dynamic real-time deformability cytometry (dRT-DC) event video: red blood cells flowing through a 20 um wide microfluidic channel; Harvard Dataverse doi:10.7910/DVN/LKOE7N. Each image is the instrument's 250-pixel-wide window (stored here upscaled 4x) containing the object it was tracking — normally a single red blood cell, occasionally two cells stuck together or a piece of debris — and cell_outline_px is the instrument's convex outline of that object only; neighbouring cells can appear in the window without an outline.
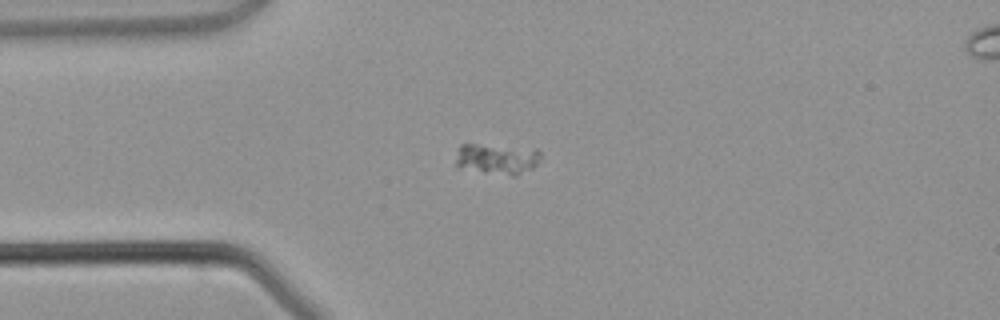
{"species": "common noctule bat (a hibernating species)", "species_latin": "Nyctalus noctula", "temperature_condition": "warm", "stored_images_in_passage": 3, "camera_frame_rate_fps": 3000, "um_per_image_px": 0.085, "animal": {"sex": "male", "body_mass_g": 21.5, "forearm_length_mm": 52.0}, "frame": {"image": 1, "passage_image": 2, "time_ms": 1.333, "image_size_px": [1000, 320], "cell_outline_px": [[540, 156], [536, 164], [532, 168], [516, 176], [512, 176], [484, 172], [456, 164], [456, 160], [460, 144], [476, 144], [536, 148], [540, 152]], "centroid_in_image_um": [42.3, 13.48], "position_along_channel_um": 42.7, "area_um2": 14.91}}